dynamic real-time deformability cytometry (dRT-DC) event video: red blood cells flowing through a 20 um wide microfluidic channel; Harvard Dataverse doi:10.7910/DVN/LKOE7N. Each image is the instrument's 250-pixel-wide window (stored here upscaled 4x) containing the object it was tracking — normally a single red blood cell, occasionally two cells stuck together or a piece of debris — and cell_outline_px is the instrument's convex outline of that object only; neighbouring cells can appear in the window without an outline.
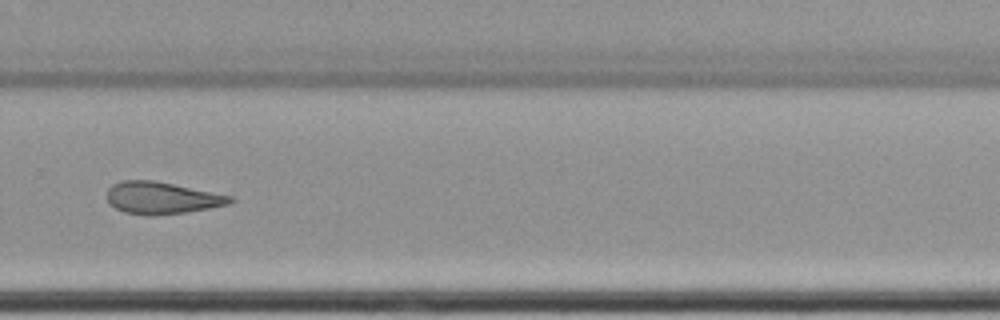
{"species": "common noctule bat (a hibernating species)", "species_latin": "Nyctalus noctula", "temperature_condition": "cold", "stored_images_in_passage": 15, "camera_frame_rate_fps": 3000, "um_per_image_px": 0.085, "animal": {"sex": "female", "body_mass_g": 22.7, "forearm_length_mm": 54.2}, "frame": {"image": 1, "passage_image": 11, "time_ms": 3.333, "image_size_px": [1000, 320], "cell_outline_px": [[236, 200], [228, 204], [208, 208], [184, 212], [152, 216], [148, 216], [124, 212], [108, 204], [108, 188], [112, 184], [120, 180], [152, 180], [236, 196]], "centroid_in_image_um": [13.76, 16.82], "position_along_channel_um": 316.0, "area_um2": 23.12}}